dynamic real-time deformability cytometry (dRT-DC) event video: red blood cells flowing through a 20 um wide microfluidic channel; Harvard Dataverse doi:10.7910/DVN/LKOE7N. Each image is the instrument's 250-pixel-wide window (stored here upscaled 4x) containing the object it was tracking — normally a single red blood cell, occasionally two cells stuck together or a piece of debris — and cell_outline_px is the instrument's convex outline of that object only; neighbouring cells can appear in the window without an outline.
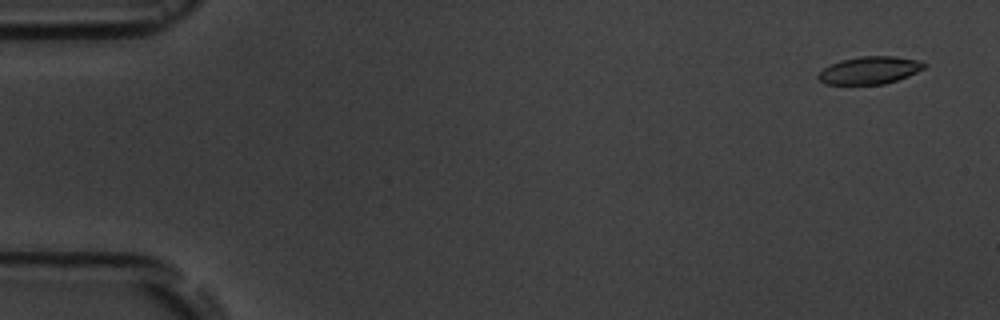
{"species": "common noctule bat (a hibernating species)", "species_latin": "Nyctalus noctula", "temperature_condition": "room temperature", "stored_images_in_passage": 6, "camera_frame_rate_fps": 3000, "um_per_image_px": 0.085, "animal": {"sex": "male", "body_mass_g": 19.5, "forearm_length_mm": 54.6}, "frame": {"image": 1, "passage_image": 1, "time_ms": 0.0, "image_size_px": [1000, 320], "cell_outline_px": [[928, 64], [924, 68], [908, 76], [884, 84], [824, 84], [816, 76], [824, 68], [840, 60], [860, 56], [892, 56], [920, 60]], "centroid_in_image_um": [73.93, 5.97], "position_along_channel_um": 11.1, "area_um2": 16.94}}